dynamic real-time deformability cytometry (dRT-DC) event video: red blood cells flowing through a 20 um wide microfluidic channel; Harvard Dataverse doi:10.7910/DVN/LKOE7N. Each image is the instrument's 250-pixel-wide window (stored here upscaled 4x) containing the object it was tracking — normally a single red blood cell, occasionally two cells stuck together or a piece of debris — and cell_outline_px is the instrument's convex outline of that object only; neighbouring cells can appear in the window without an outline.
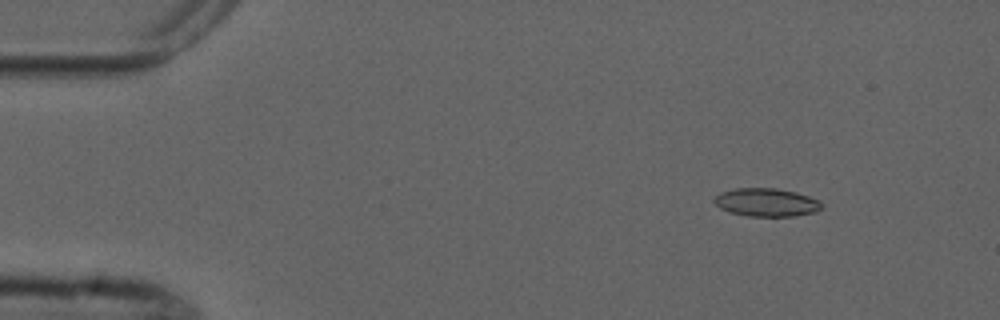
{"species": "common noctule bat (a hibernating species)", "species_latin": "Nyctalus noctula", "temperature_condition": "cold", "stored_images_in_passage": 8, "camera_frame_rate_fps": 3000, "um_per_image_px": 0.085, "animal": {"sex": "male", "forearm_length_mm": 52.5}, "frame": {"image": 1, "passage_image": 1, "time_ms": 0.0, "image_size_px": [1000, 320], "cell_outline_px": [[824, 204], [816, 212], [792, 216], [748, 216], [728, 212], [720, 208], [712, 200], [720, 192], [736, 188], [776, 188], [796, 192], [820, 200]], "centroid_in_image_um": [65.14, 17.2], "position_along_channel_um": 19.9, "area_um2": 17.74}}
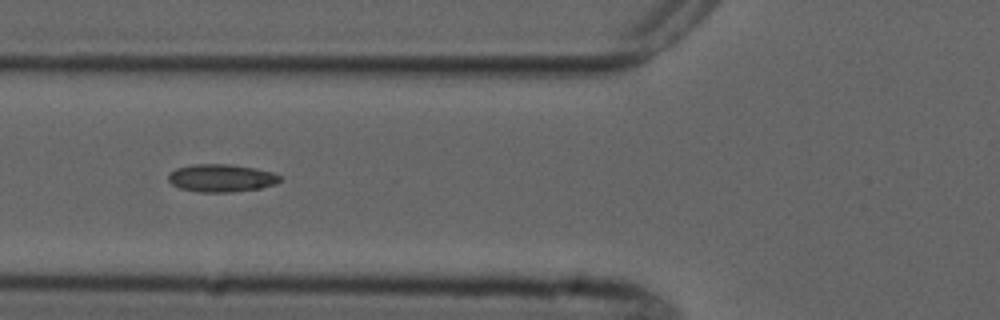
{"frame": {"image": 2, "passage_image": 5, "time_ms": 4.667, "image_size_px": [1000, 320], "cell_outline_px": [[280, 180], [276, 184], [260, 188], [232, 192], [200, 192], [180, 188], [172, 184], [168, 180], [168, 172], [176, 168], [192, 164], [232, 164], [256, 168], [272, 172], [280, 176]], "centroid_in_image_um": [18.79, 15.12], "position_along_channel_um": 107.0, "area_um2": 18.15}}
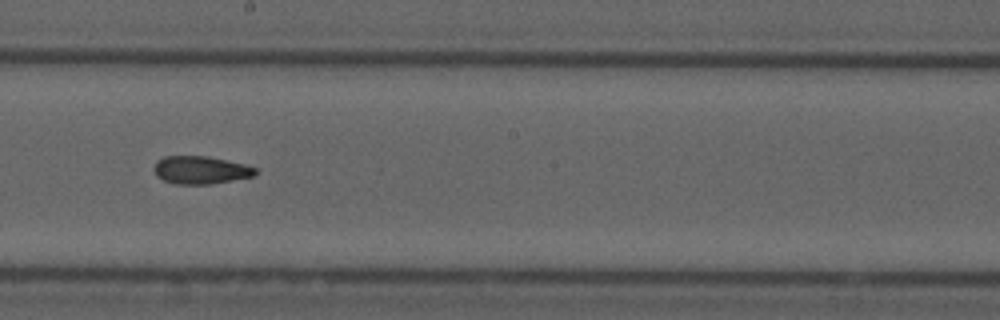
{"frame": {"image": 3, "passage_image": 8, "time_ms": 8.0, "image_size_px": [1000, 320], "cell_outline_px": [[260, 172], [256, 176], [212, 184], [176, 184], [164, 180], [156, 176], [152, 168], [156, 160], [164, 156], [208, 156], [244, 164], [256, 168]], "centroid_in_image_um": [17.06, 14.45], "position_along_channel_um": 231.1, "area_um2": 16.76}}